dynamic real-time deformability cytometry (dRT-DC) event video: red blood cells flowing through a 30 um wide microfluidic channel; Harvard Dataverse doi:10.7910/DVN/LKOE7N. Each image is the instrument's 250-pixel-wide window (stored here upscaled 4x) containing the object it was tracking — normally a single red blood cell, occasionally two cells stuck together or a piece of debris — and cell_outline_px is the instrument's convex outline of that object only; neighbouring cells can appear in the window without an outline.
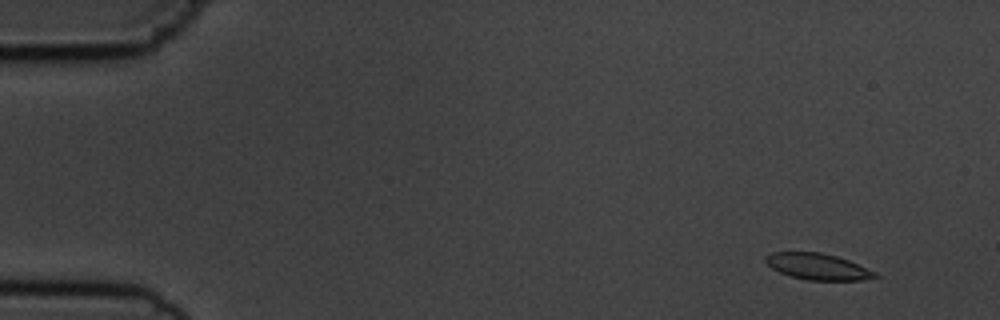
{"species": "common noctule bat (a hibernating species)", "species_latin": "Nyctalus noctula", "temperature_condition": "cold", "stored_images_in_passage": 7, "camera_frame_rate_fps": 3000, "um_per_image_px": 0.085, "animal": {"sex": "male", "body_mass_g": 19.5, "forearm_length_mm": 54.6}, "frame": {"image": 1, "passage_image": 2, "time_ms": 1.0, "image_size_px": [1000, 320], "cell_outline_px": [[880, 276], [860, 280], [808, 280], [792, 276], [780, 272], [772, 268], [764, 260], [764, 256], [772, 252], [820, 252], [836, 256], [848, 260], [876, 272]], "centroid_in_image_um": [69.49, 22.65], "position_along_channel_um": 15.5, "area_um2": 16.59}}
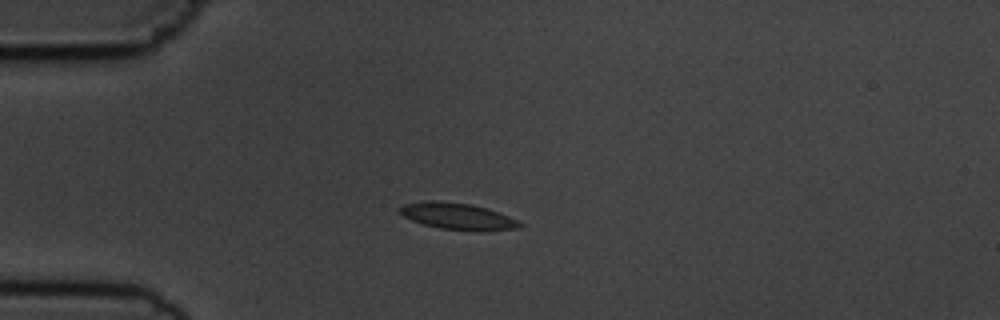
{"frame": {"image": 2, "passage_image": 5, "time_ms": 4.333, "image_size_px": [1000, 320], "cell_outline_px": [[524, 224], [520, 228], [484, 232], [476, 232], [440, 228], [424, 224], [412, 220], [404, 216], [396, 208], [404, 204], [424, 200], [440, 200], [472, 204], [488, 208], [500, 212]], "centroid_in_image_um": [38.93, 18.38], "position_along_channel_um": 46.1, "area_um2": 19.07}}
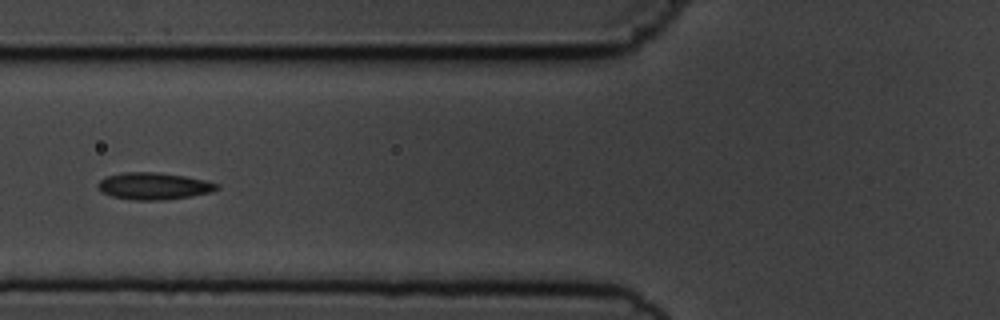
{"frame": {"image": 3, "passage_image": 7, "time_ms": 6.667, "image_size_px": [1000, 320], "cell_outline_px": [[220, 188], [212, 192], [192, 196], [164, 200], [132, 200], [112, 196], [100, 192], [96, 184], [100, 180], [108, 176], [124, 172], [156, 172], [184, 176], [204, 180], [220, 184]], "centroid_in_image_um": [13.07, 15.82], "position_along_channel_um": 112.7, "area_um2": 18.79}}